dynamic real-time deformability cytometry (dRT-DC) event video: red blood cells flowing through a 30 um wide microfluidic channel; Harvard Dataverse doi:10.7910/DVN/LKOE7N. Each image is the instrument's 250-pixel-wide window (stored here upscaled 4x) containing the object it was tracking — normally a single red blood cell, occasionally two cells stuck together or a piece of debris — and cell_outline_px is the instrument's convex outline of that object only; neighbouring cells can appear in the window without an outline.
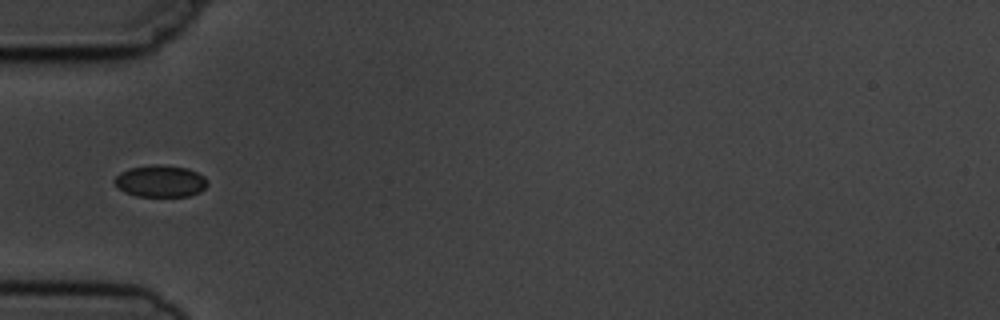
{"species": "common noctule bat (a hibernating species)", "species_latin": "Nyctalus noctula", "temperature_condition": "cold", "stored_images_in_passage": 4, "camera_frame_rate_fps": 3000, "um_per_image_px": 0.085, "animal": {"sex": "male", "body_mass_g": 19.5, "forearm_length_mm": 54.6}, "frame": {"image": 1, "passage_image": 2, "time_ms": 1.0, "image_size_px": [1000, 320], "cell_outline_px": [[208, 184], [200, 192], [188, 196], [136, 196], [124, 192], [112, 180], [120, 172], [132, 168], [152, 164], [156, 164], [188, 168], [204, 176], [208, 180]], "centroid_in_image_um": [13.65, 15.4], "position_along_channel_um": 71.4, "area_um2": 17.22}}
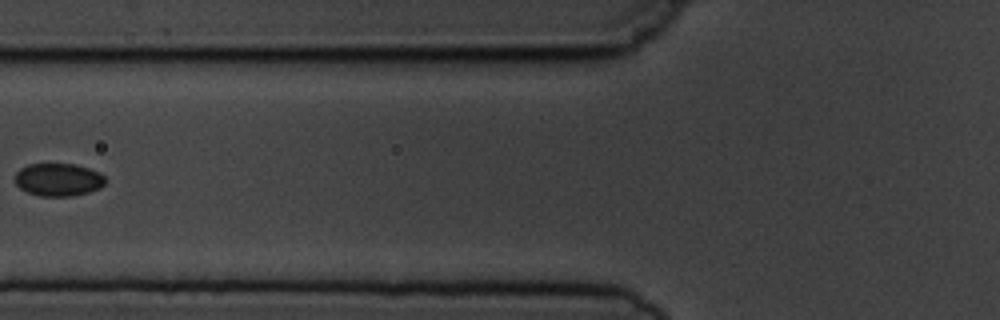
{"frame": {"image": 2, "passage_image": 3, "time_ms": 2.333, "image_size_px": [1000, 320], "cell_outline_px": [[104, 184], [100, 188], [88, 192], [72, 196], [40, 196], [28, 192], [20, 188], [16, 184], [16, 172], [20, 168], [28, 164], [76, 164], [100, 172], [104, 176]], "centroid_in_image_um": [4.96, 15.27], "position_along_channel_um": 120.8, "area_um2": 17.22}}
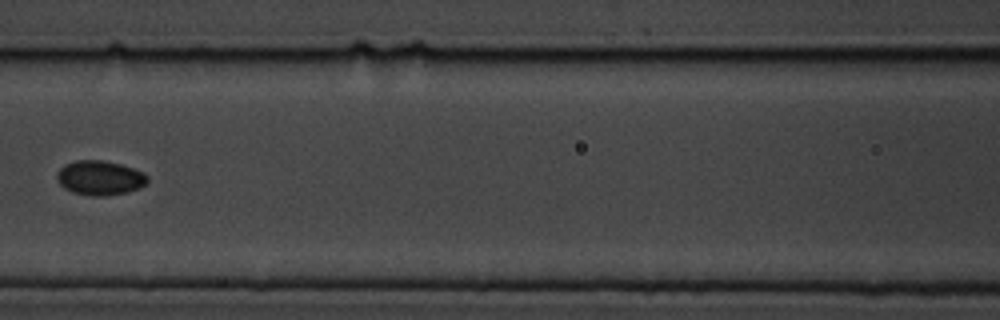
{"frame": {"image": 3, "passage_image": 4, "time_ms": 3.333, "image_size_px": [1000, 320], "cell_outline_px": [[148, 180], [140, 188], [128, 192], [108, 196], [92, 196], [72, 192], [64, 188], [56, 180], [56, 172], [64, 164], [76, 160], [104, 160], [120, 164], [144, 172], [148, 176]], "centroid_in_image_um": [8.47, 15.12], "position_along_channel_um": 158.1, "area_um2": 18.44}}